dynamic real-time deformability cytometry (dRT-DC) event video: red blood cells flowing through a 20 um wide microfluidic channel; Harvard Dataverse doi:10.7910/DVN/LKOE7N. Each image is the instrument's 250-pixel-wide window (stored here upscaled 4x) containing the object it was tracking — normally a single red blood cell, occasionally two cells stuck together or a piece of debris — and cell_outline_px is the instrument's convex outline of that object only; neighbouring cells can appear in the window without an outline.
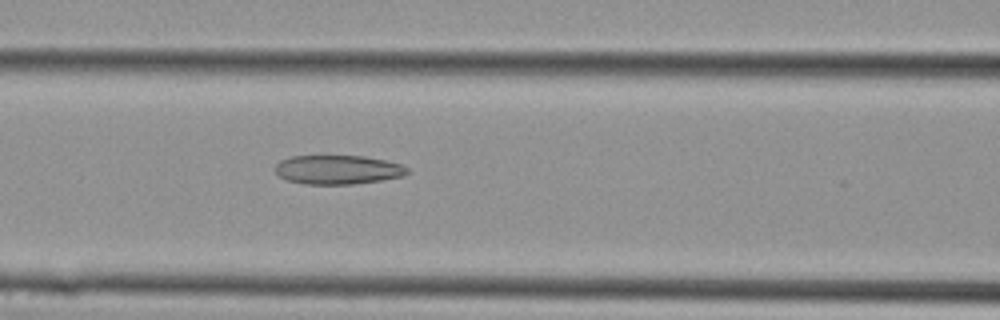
{"species": "Egyptian fruit bat (a non-hibernating species)", "species_latin": "Rousettus aegyptiacus", "temperature_condition": "cold", "stored_images_in_passage": 5, "camera_frame_rate_fps": 3000, "um_per_image_px": 0.085, "animal": {"sex": "female"}, "frame": {"image": 1, "passage_image": 5, "time_ms": 1.333, "image_size_px": [1000, 320], "cell_outline_px": [[408, 172], [404, 176], [380, 180], [352, 184], [304, 184], [288, 180], [280, 176], [276, 172], [276, 164], [280, 160], [292, 156], [324, 152], [364, 156], [384, 160], [400, 164], [408, 168]], "centroid_in_image_um": [28.67, 14.36], "position_along_channel_um": 137.9, "area_um2": 23.24}}